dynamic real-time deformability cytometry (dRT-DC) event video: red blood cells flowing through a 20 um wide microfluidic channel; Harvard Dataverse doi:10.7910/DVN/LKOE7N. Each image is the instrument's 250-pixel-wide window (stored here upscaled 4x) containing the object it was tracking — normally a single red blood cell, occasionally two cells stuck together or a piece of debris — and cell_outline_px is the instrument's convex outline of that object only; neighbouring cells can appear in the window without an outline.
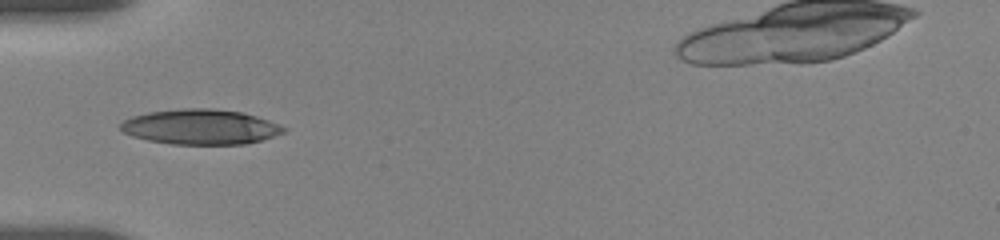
{"species": "human", "species_latin": "Homo sapiens", "temperature_condition": "room temperature", "stored_images_in_passage": 62, "camera_frame_rate_fps": 3000, "um_per_image_px": 0.085, "donor": {"sex": "female"}, "frame": {"image": 1, "passage_image": 1, "time_ms": 0.0, "image_size_px": [1000, 240], "cell_outline_px": [[288, 128], [284, 132], [260, 140], [244, 144], [172, 144], [148, 140], [132, 136], [124, 132], [120, 128], [120, 124], [124, 120], [132, 116], [148, 112], [180, 108], [212, 108], [240, 112], [256, 116], [280, 124]], "centroid_in_image_um": [17.03, 10.78], "position_along_channel_um": 68.0, "area_um2": 33.29}}
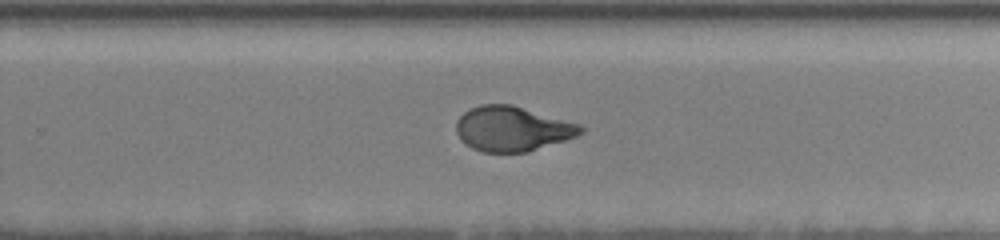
{"frame": {"image": 2, "passage_image": 29, "time_ms": 6.0, "image_size_px": [1000, 240], "cell_outline_px": [[584, 132], [576, 136], [528, 152], [484, 152], [472, 148], [464, 144], [460, 140], [456, 132], [456, 120], [464, 112], [480, 104], [512, 104], [580, 124], [584, 128]], "centroid_in_image_um": [43.52, 10.94], "position_along_channel_um": 286.3, "area_um2": 32.6}}
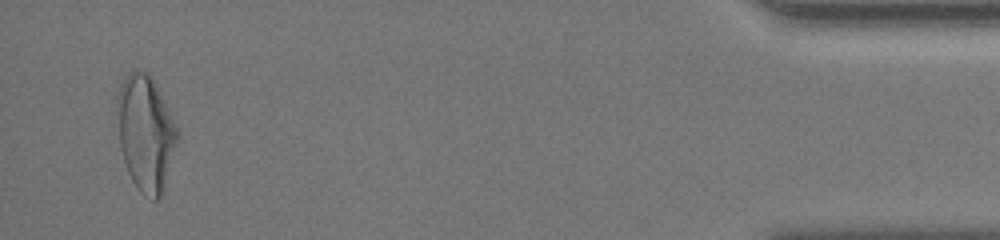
{"frame": {"image": 3, "passage_image": 59, "time_ms": 11.667, "image_size_px": [1000, 240], "cell_outline_px": [[180, 136], [160, 196], [156, 200], [152, 200], [144, 196], [140, 192], [132, 180], [128, 172], [120, 148], [116, 104], [116, 96], [120, 84], [128, 72], [132, 68], [136, 68], [148, 72], [152, 76], [180, 132]], "centroid_in_image_um": [12.37, 11.24], "position_along_channel_um": 422.8, "area_um2": 40.92}}